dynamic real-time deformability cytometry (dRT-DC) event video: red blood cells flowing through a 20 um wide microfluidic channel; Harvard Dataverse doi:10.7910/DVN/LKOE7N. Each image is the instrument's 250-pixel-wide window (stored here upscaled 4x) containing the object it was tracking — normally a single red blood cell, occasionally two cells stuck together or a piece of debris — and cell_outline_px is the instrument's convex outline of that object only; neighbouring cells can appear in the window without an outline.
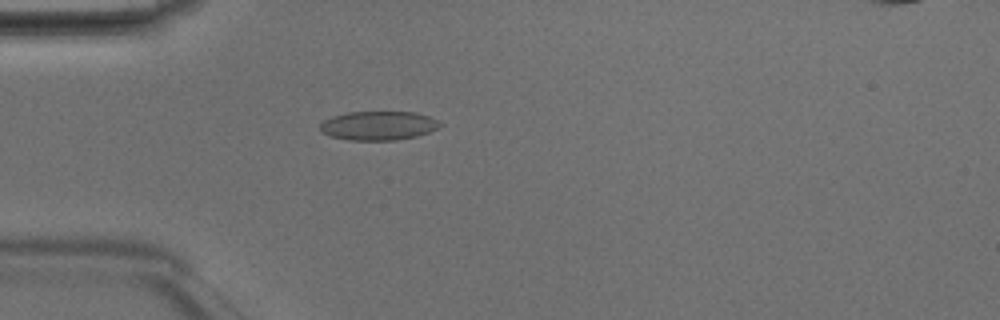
{"species": "Egyptian fruit bat (a non-hibernating species)", "species_latin": "Rousettus aegyptiacus", "temperature_condition": "room temperature", "stored_images_in_passage": 45, "camera_frame_rate_fps": 3000, "um_per_image_px": 0.085, "animal": {"sex": "male"}, "frame": {"image": 1, "passage_image": 11, "time_ms": 3.333, "image_size_px": [1000, 320], "cell_outline_px": [[444, 124], [428, 132], [416, 136], [396, 140], [348, 140], [332, 136], [324, 132], [320, 128], [320, 124], [324, 120], [332, 116], [348, 112], [416, 112], [428, 116]], "centroid_in_image_um": [32.17, 10.67], "position_along_channel_um": 52.8, "area_um2": 20.06}}
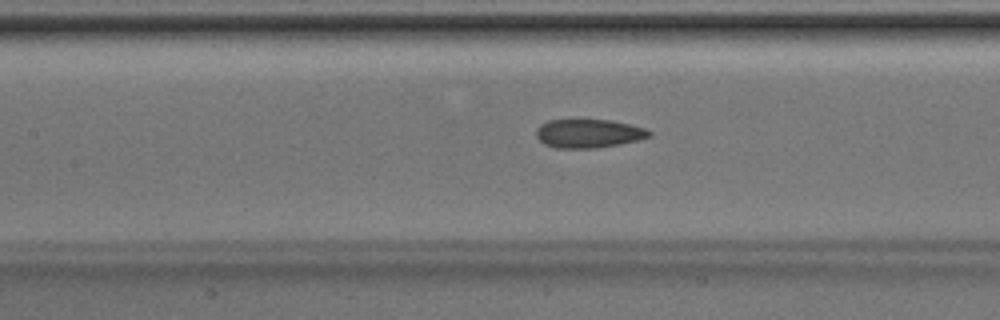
{"frame": {"image": 2, "passage_image": 19, "time_ms": 6.0, "image_size_px": [1000, 320], "cell_outline_px": [[652, 136], [640, 140], [620, 144], [596, 148], [556, 148], [544, 144], [536, 136], [536, 128], [540, 124], [548, 120], [612, 120], [644, 128], [652, 132]], "centroid_in_image_um": [50.03, 11.35], "position_along_channel_um": 157.4, "area_um2": 18.96}}
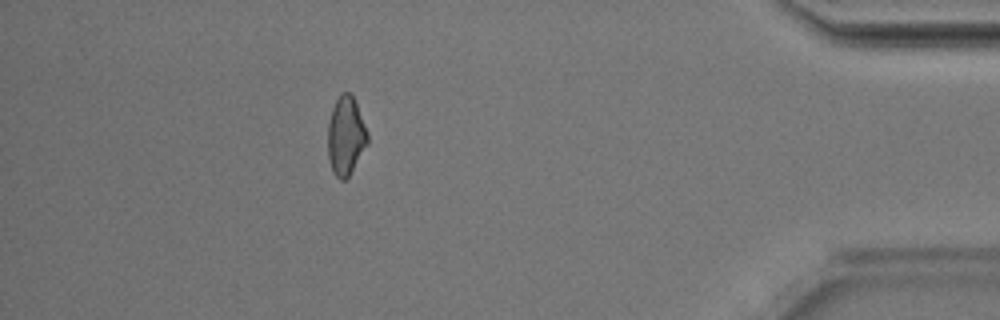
{"frame": {"image": 3, "passage_image": 40, "time_ms": 13.0, "image_size_px": [1000, 320], "cell_outline_px": [[368, 144], [348, 176], [344, 180], [340, 180], [336, 176], [332, 168], [328, 156], [328, 124], [332, 108], [340, 92], [348, 92], [352, 96], [356, 104], [368, 132]], "centroid_in_image_um": [29.39, 11.53], "position_along_channel_um": 405.8, "area_um2": 17.98}, "authors_computed_cell_mechanics": {"area_um2": 19.1896, "velocity_mm_per_s": 4.2225, "shape_relaxation_time_tau1_ms": 10.7686, "shape_relaxation_time_tau2_ms": 3.6319, "deformation_change_tau1": 0.1828, "deformation_change_tau2": 0.0995}}